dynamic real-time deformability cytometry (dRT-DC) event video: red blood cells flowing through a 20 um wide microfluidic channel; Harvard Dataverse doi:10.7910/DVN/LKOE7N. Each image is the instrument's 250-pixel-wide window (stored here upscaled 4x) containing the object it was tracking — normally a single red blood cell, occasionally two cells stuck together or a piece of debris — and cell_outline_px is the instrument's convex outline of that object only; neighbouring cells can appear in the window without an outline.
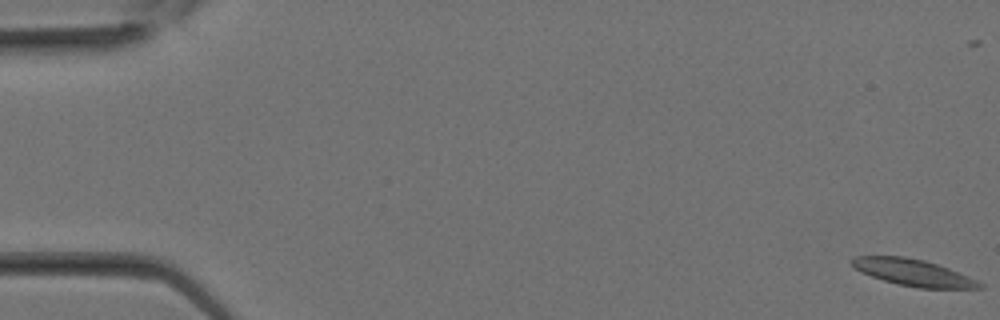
{"species": "Egyptian fruit bat (a non-hibernating species)", "species_latin": "Rousettus aegyptiacus", "temperature_condition": "room temperature", "stored_images_in_passage": 13, "camera_frame_rate_fps": 3000, "um_per_image_px": 0.085, "animal": {"sex": "female"}, "frame": {"image": 1, "passage_image": 1, "time_ms": 0.0, "image_size_px": [1000, 320], "cell_outline_px": [[984, 288], [920, 288], [896, 284], [872, 276], [852, 268], [848, 260], [856, 256], [904, 256], [924, 260], [948, 268], [968, 276], [984, 284]], "centroid_in_image_um": [77.58, 23.16], "position_along_channel_um": 7.4, "area_um2": 19.83}}
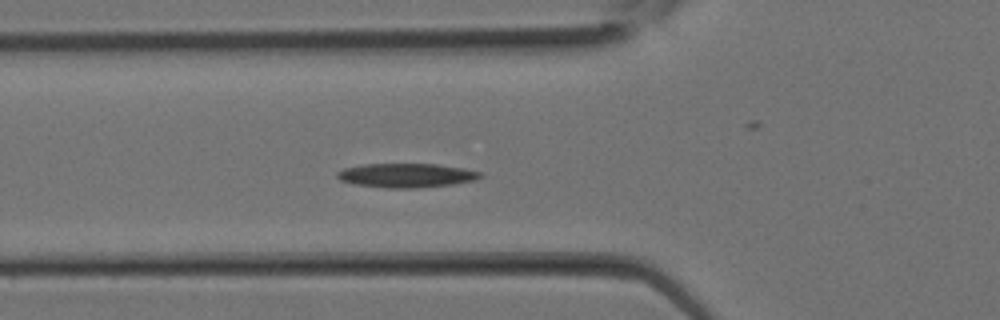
{"frame": {"image": 2, "passage_image": 11, "time_ms": 3.333, "image_size_px": [1000, 320], "cell_outline_px": [[484, 176], [476, 180], [452, 184], [416, 188], [388, 188], [356, 184], [340, 180], [336, 176], [336, 172], [344, 168], [364, 164], [436, 164], [464, 168], [484, 172]], "centroid_in_image_um": [34.59, 14.9], "position_along_channel_um": 91.2, "area_um2": 20.17}}
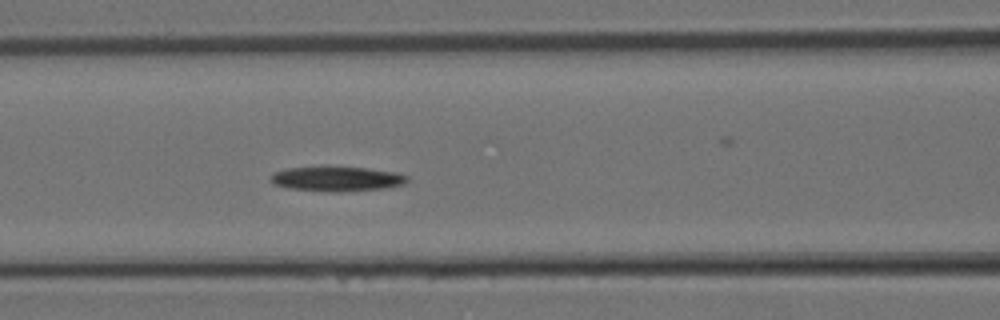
{"frame": {"image": 3, "passage_image": 13, "time_ms": 4.0, "image_size_px": [1000, 320], "cell_outline_px": [[408, 180], [404, 184], [384, 188], [336, 192], [332, 192], [288, 188], [272, 184], [272, 172], [288, 168], [328, 164], [368, 168], [396, 172], [408, 176]], "centroid_in_image_um": [28.6, 15.16], "position_along_channel_um": 138.0, "area_um2": 20.4}}